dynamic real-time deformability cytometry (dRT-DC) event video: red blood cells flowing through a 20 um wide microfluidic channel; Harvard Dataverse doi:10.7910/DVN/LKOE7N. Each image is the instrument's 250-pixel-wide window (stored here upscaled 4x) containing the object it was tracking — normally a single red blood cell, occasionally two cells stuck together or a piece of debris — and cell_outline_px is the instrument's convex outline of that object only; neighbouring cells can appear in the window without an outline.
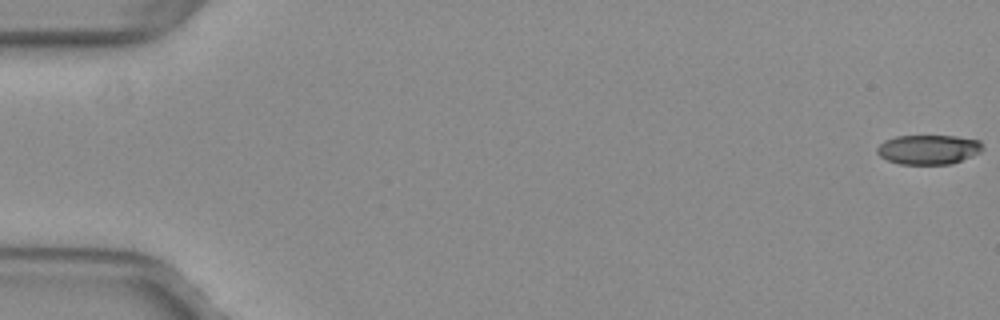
{"species": "common noctule bat (a hibernating species)", "species_latin": "Nyctalus noctula", "temperature_condition": "warm", "stored_images_in_passage": 11, "camera_frame_rate_fps": 3000, "um_per_image_px": 0.085, "animal": {"sex": "female", "body_mass_g": 29.2, "forearm_length_mm": 56.3}, "frame": {"image": 1, "passage_image": 1, "time_ms": 0.0, "image_size_px": [1000, 320], "cell_outline_px": [[984, 148], [980, 152], [972, 156], [952, 164], [900, 164], [888, 160], [880, 156], [876, 152], [876, 148], [884, 140], [896, 136], [956, 136], [980, 140]], "centroid_in_image_um": [78.93, 12.7], "position_along_channel_um": 6.1, "area_um2": 18.26}}